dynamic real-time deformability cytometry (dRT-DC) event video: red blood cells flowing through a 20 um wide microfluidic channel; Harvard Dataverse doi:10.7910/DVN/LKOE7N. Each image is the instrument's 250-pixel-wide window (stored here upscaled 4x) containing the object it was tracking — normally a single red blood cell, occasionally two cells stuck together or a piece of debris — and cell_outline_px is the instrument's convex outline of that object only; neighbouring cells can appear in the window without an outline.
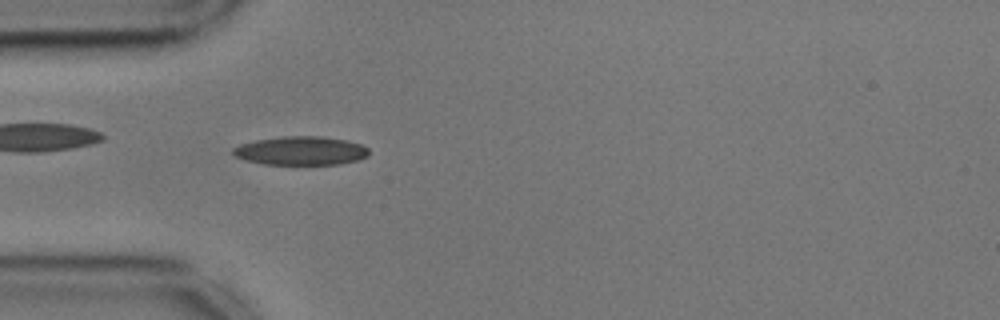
{"species": "common noctule bat (a hibernating species)", "species_latin": "Nyctalus noctula", "temperature_condition": "cold", "stored_images_in_passage": 55, "camera_frame_rate_fps": 3000, "um_per_image_px": 0.085, "animal": {"sex": "male", "body_mass_g": 17.9, "forearm_length_mm": 54.2}, "frame": {"image": 1, "passage_image": 16, "time_ms": 5.0, "image_size_px": [1000, 320], "cell_outline_px": [[368, 156], [360, 160], [340, 164], [264, 164], [248, 160], [236, 156], [232, 152], [232, 148], [240, 144], [256, 140], [280, 136], [320, 136], [348, 140], [360, 144], [368, 148]], "centroid_in_image_um": [25.6, 12.8], "position_along_channel_um": 59.4, "area_um2": 22.72}}
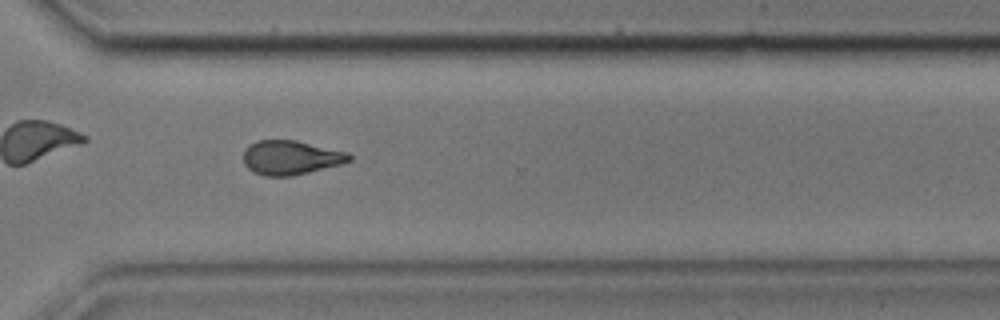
{"frame": {"image": 2, "passage_image": 40, "time_ms": 13.0, "image_size_px": [1000, 320], "cell_outline_px": [[352, 160], [340, 164], [292, 176], [264, 176], [252, 172], [244, 164], [244, 148], [248, 144], [256, 140], [296, 140], [348, 152], [352, 156]], "centroid_in_image_um": [24.68, 13.39], "position_along_channel_um": 345.9, "area_um2": 21.21}}
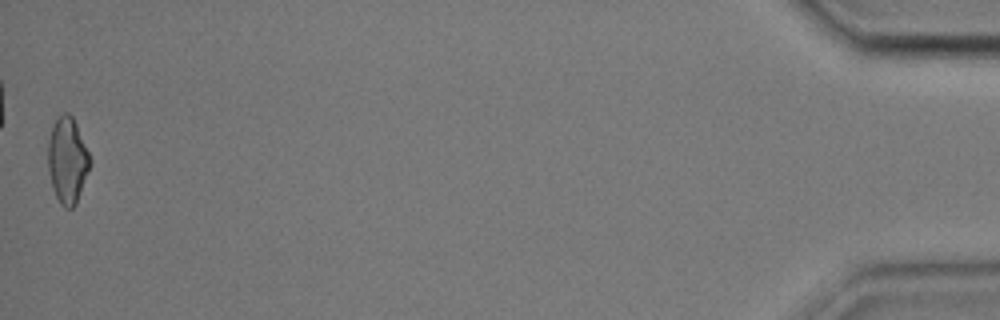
{"frame": {"image": 3, "passage_image": 55, "time_ms": 18.0, "image_size_px": [1000, 320], "cell_outline_px": [[92, 164], [76, 204], [72, 208], [64, 208], [60, 204], [52, 188], [48, 168], [48, 140], [52, 128], [56, 120], [64, 112], [68, 112], [72, 116], [76, 124], [92, 160]], "centroid_in_image_um": [5.74, 13.66], "position_along_channel_um": 429.5, "area_um2": 21.1}, "authors_computed_cell_mechanics": {"area_um2": 21.0392, "velocity_mm_per_s": 3.5993, "shape_relaxation_time_tau1_ms": 4.7966, "shape_relaxation_time_tau2_ms": 4.2649, "deformation_change_tau1": 0.1452, "deformation_change_tau2": 0.1095}}